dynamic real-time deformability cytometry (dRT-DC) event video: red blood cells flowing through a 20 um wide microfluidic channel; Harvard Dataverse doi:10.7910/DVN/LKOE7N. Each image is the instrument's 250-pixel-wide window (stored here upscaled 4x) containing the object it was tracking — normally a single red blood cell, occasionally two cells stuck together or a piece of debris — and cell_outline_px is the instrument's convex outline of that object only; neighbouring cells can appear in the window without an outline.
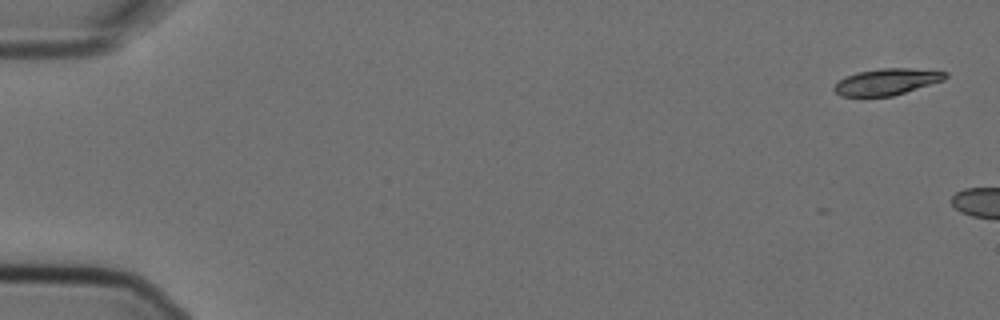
{"species": "Egyptian fruit bat (a non-hibernating species)", "species_latin": "Rousettus aegyptiacus", "temperature_condition": "cold", "stored_images_in_passage": 3, "camera_frame_rate_fps": 3000, "um_per_image_px": 0.085, "animal": {"sex": "female"}, "frame": {"image": 1, "passage_image": 1, "time_ms": 0.0, "image_size_px": [1000, 320], "cell_outline_px": [[948, 76], [944, 80], [892, 96], [840, 96], [832, 88], [840, 80], [848, 76], [860, 72], [880, 68], [908, 68], [948, 72]], "centroid_in_image_um": [75.4, 6.95], "position_along_channel_um": 9.6, "area_um2": 16.82}}